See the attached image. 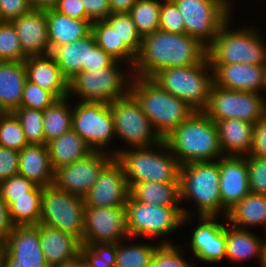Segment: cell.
Masks as SVG:
<instances>
[{"mask_svg":"<svg viewBox=\"0 0 266 267\" xmlns=\"http://www.w3.org/2000/svg\"><path fill=\"white\" fill-rule=\"evenodd\" d=\"M72 129L93 151L107 147L115 136L109 103L80 101L73 108Z\"/></svg>","mask_w":266,"mask_h":267,"instance_id":"5bb4252c","label":"cell"},{"mask_svg":"<svg viewBox=\"0 0 266 267\" xmlns=\"http://www.w3.org/2000/svg\"><path fill=\"white\" fill-rule=\"evenodd\" d=\"M263 267H266V241L264 242V262Z\"/></svg>","mask_w":266,"mask_h":267,"instance_id":"be15d7a7","label":"cell"},{"mask_svg":"<svg viewBox=\"0 0 266 267\" xmlns=\"http://www.w3.org/2000/svg\"><path fill=\"white\" fill-rule=\"evenodd\" d=\"M27 0H0V14L2 21H9L20 17L31 10Z\"/></svg>","mask_w":266,"mask_h":267,"instance_id":"f907efd6","label":"cell"},{"mask_svg":"<svg viewBox=\"0 0 266 267\" xmlns=\"http://www.w3.org/2000/svg\"><path fill=\"white\" fill-rule=\"evenodd\" d=\"M36 185L26 177L16 174L0 182V195L9 206L13 198L25 196V193L31 191Z\"/></svg>","mask_w":266,"mask_h":267,"instance_id":"c3c4849f","label":"cell"},{"mask_svg":"<svg viewBox=\"0 0 266 267\" xmlns=\"http://www.w3.org/2000/svg\"><path fill=\"white\" fill-rule=\"evenodd\" d=\"M0 267H49V266H15V261H13L6 253H4Z\"/></svg>","mask_w":266,"mask_h":267,"instance_id":"94428289","label":"cell"},{"mask_svg":"<svg viewBox=\"0 0 266 267\" xmlns=\"http://www.w3.org/2000/svg\"><path fill=\"white\" fill-rule=\"evenodd\" d=\"M114 120L115 136H121L134 148L160 147L163 140L143 113L139 102L129 93L109 103Z\"/></svg>","mask_w":266,"mask_h":267,"instance_id":"7c38bea8","label":"cell"},{"mask_svg":"<svg viewBox=\"0 0 266 267\" xmlns=\"http://www.w3.org/2000/svg\"><path fill=\"white\" fill-rule=\"evenodd\" d=\"M92 32L78 41L56 47L50 54L54 57L64 77L69 81L89 67L90 47L95 43Z\"/></svg>","mask_w":266,"mask_h":267,"instance_id":"f1b7e54d","label":"cell"},{"mask_svg":"<svg viewBox=\"0 0 266 267\" xmlns=\"http://www.w3.org/2000/svg\"><path fill=\"white\" fill-rule=\"evenodd\" d=\"M116 61L111 67L81 71L68 81V92L86 102L111 103L130 93V86ZM127 83V84H126ZM126 88V89H125Z\"/></svg>","mask_w":266,"mask_h":267,"instance_id":"8fae6325","label":"cell"},{"mask_svg":"<svg viewBox=\"0 0 266 267\" xmlns=\"http://www.w3.org/2000/svg\"><path fill=\"white\" fill-rule=\"evenodd\" d=\"M55 100H57V98L51 92L26 80L20 107L44 111Z\"/></svg>","mask_w":266,"mask_h":267,"instance_id":"ee69618b","label":"cell"},{"mask_svg":"<svg viewBox=\"0 0 266 267\" xmlns=\"http://www.w3.org/2000/svg\"><path fill=\"white\" fill-rule=\"evenodd\" d=\"M128 236L125 206L84 209V234L81 244H117Z\"/></svg>","mask_w":266,"mask_h":267,"instance_id":"2e32d148","label":"cell"},{"mask_svg":"<svg viewBox=\"0 0 266 267\" xmlns=\"http://www.w3.org/2000/svg\"><path fill=\"white\" fill-rule=\"evenodd\" d=\"M246 161L250 192L266 195V158L248 155Z\"/></svg>","mask_w":266,"mask_h":267,"instance_id":"bcb514c9","label":"cell"},{"mask_svg":"<svg viewBox=\"0 0 266 267\" xmlns=\"http://www.w3.org/2000/svg\"><path fill=\"white\" fill-rule=\"evenodd\" d=\"M129 190L123 168L114 157L83 197L84 204L92 207L125 206Z\"/></svg>","mask_w":266,"mask_h":267,"instance_id":"e0dca14e","label":"cell"},{"mask_svg":"<svg viewBox=\"0 0 266 267\" xmlns=\"http://www.w3.org/2000/svg\"><path fill=\"white\" fill-rule=\"evenodd\" d=\"M105 21L116 31L119 41L123 42L137 56L142 45V37L137 31L130 13H112Z\"/></svg>","mask_w":266,"mask_h":267,"instance_id":"74e56055","label":"cell"},{"mask_svg":"<svg viewBox=\"0 0 266 267\" xmlns=\"http://www.w3.org/2000/svg\"><path fill=\"white\" fill-rule=\"evenodd\" d=\"M208 69L212 70V67L207 59L199 64L160 70L151 79L194 111H203L214 84L213 74L206 72Z\"/></svg>","mask_w":266,"mask_h":267,"instance_id":"277c9868","label":"cell"},{"mask_svg":"<svg viewBox=\"0 0 266 267\" xmlns=\"http://www.w3.org/2000/svg\"><path fill=\"white\" fill-rule=\"evenodd\" d=\"M5 253V239L0 237V266Z\"/></svg>","mask_w":266,"mask_h":267,"instance_id":"6125c7cd","label":"cell"},{"mask_svg":"<svg viewBox=\"0 0 266 267\" xmlns=\"http://www.w3.org/2000/svg\"><path fill=\"white\" fill-rule=\"evenodd\" d=\"M116 60L100 48L96 42L90 47L89 67H84V71L91 69L111 67Z\"/></svg>","mask_w":266,"mask_h":267,"instance_id":"db71d44e","label":"cell"},{"mask_svg":"<svg viewBox=\"0 0 266 267\" xmlns=\"http://www.w3.org/2000/svg\"><path fill=\"white\" fill-rule=\"evenodd\" d=\"M126 224L129 238L161 237L190 220L191 214L181 207L146 204L130 194L126 205Z\"/></svg>","mask_w":266,"mask_h":267,"instance_id":"ba28073f","label":"cell"},{"mask_svg":"<svg viewBox=\"0 0 266 267\" xmlns=\"http://www.w3.org/2000/svg\"><path fill=\"white\" fill-rule=\"evenodd\" d=\"M132 80L129 82L130 93L162 139L194 112L184 101L163 90L151 78L133 77Z\"/></svg>","mask_w":266,"mask_h":267,"instance_id":"3957f363","label":"cell"},{"mask_svg":"<svg viewBox=\"0 0 266 267\" xmlns=\"http://www.w3.org/2000/svg\"><path fill=\"white\" fill-rule=\"evenodd\" d=\"M225 218L230 226L239 229L260 224L266 228V195L250 192L228 211Z\"/></svg>","mask_w":266,"mask_h":267,"instance_id":"4dcf8cb0","label":"cell"},{"mask_svg":"<svg viewBox=\"0 0 266 267\" xmlns=\"http://www.w3.org/2000/svg\"><path fill=\"white\" fill-rule=\"evenodd\" d=\"M84 209L83 197L54 185L42 187L40 224L69 233L82 242Z\"/></svg>","mask_w":266,"mask_h":267,"instance_id":"9c48e42d","label":"cell"},{"mask_svg":"<svg viewBox=\"0 0 266 267\" xmlns=\"http://www.w3.org/2000/svg\"><path fill=\"white\" fill-rule=\"evenodd\" d=\"M42 187L36 185L25 196L13 198L8 206L15 226L38 225L40 222Z\"/></svg>","mask_w":266,"mask_h":267,"instance_id":"e575fe53","label":"cell"},{"mask_svg":"<svg viewBox=\"0 0 266 267\" xmlns=\"http://www.w3.org/2000/svg\"><path fill=\"white\" fill-rule=\"evenodd\" d=\"M129 194L137 201L166 207H180V182H142L129 188Z\"/></svg>","mask_w":266,"mask_h":267,"instance_id":"d6a6232c","label":"cell"},{"mask_svg":"<svg viewBox=\"0 0 266 267\" xmlns=\"http://www.w3.org/2000/svg\"><path fill=\"white\" fill-rule=\"evenodd\" d=\"M219 189L222 208L226 217L228 211L250 193L246 156L219 158Z\"/></svg>","mask_w":266,"mask_h":267,"instance_id":"ac0fdd59","label":"cell"},{"mask_svg":"<svg viewBox=\"0 0 266 267\" xmlns=\"http://www.w3.org/2000/svg\"><path fill=\"white\" fill-rule=\"evenodd\" d=\"M173 1L183 16L185 33L199 39L206 46L213 41L220 28L231 18L229 16L231 6L227 0Z\"/></svg>","mask_w":266,"mask_h":267,"instance_id":"4fadbf2b","label":"cell"},{"mask_svg":"<svg viewBox=\"0 0 266 267\" xmlns=\"http://www.w3.org/2000/svg\"><path fill=\"white\" fill-rule=\"evenodd\" d=\"M27 57L12 22H0V62H22Z\"/></svg>","mask_w":266,"mask_h":267,"instance_id":"b9f144b4","label":"cell"},{"mask_svg":"<svg viewBox=\"0 0 266 267\" xmlns=\"http://www.w3.org/2000/svg\"><path fill=\"white\" fill-rule=\"evenodd\" d=\"M51 165L54 170L71 164L93 150L73 129L46 143Z\"/></svg>","mask_w":266,"mask_h":267,"instance_id":"f546056e","label":"cell"},{"mask_svg":"<svg viewBox=\"0 0 266 267\" xmlns=\"http://www.w3.org/2000/svg\"><path fill=\"white\" fill-rule=\"evenodd\" d=\"M53 9L73 19L86 20L82 0H58Z\"/></svg>","mask_w":266,"mask_h":267,"instance_id":"11a10c76","label":"cell"},{"mask_svg":"<svg viewBox=\"0 0 266 267\" xmlns=\"http://www.w3.org/2000/svg\"><path fill=\"white\" fill-rule=\"evenodd\" d=\"M136 1L137 0H109L111 14L130 12Z\"/></svg>","mask_w":266,"mask_h":267,"instance_id":"6f0895ef","label":"cell"},{"mask_svg":"<svg viewBox=\"0 0 266 267\" xmlns=\"http://www.w3.org/2000/svg\"><path fill=\"white\" fill-rule=\"evenodd\" d=\"M215 124L218 130L220 147L224 155H249L252 146L253 123L233 118L217 121ZM226 150L229 153H225ZM243 153L246 154L244 155Z\"/></svg>","mask_w":266,"mask_h":267,"instance_id":"83f0119b","label":"cell"},{"mask_svg":"<svg viewBox=\"0 0 266 267\" xmlns=\"http://www.w3.org/2000/svg\"><path fill=\"white\" fill-rule=\"evenodd\" d=\"M215 216H200L193 230L191 248L202 262H217L226 257V226L215 222Z\"/></svg>","mask_w":266,"mask_h":267,"instance_id":"7402d4cb","label":"cell"},{"mask_svg":"<svg viewBox=\"0 0 266 267\" xmlns=\"http://www.w3.org/2000/svg\"><path fill=\"white\" fill-rule=\"evenodd\" d=\"M14 226L10 217L9 207L0 195V237L6 240Z\"/></svg>","mask_w":266,"mask_h":267,"instance_id":"9f6ffc18","label":"cell"},{"mask_svg":"<svg viewBox=\"0 0 266 267\" xmlns=\"http://www.w3.org/2000/svg\"><path fill=\"white\" fill-rule=\"evenodd\" d=\"M251 156L266 158V117L254 124Z\"/></svg>","mask_w":266,"mask_h":267,"instance_id":"f5cc1de1","label":"cell"},{"mask_svg":"<svg viewBox=\"0 0 266 267\" xmlns=\"http://www.w3.org/2000/svg\"><path fill=\"white\" fill-rule=\"evenodd\" d=\"M5 253L15 266H48L40 244L39 224L14 226L5 240Z\"/></svg>","mask_w":266,"mask_h":267,"instance_id":"44dd1931","label":"cell"},{"mask_svg":"<svg viewBox=\"0 0 266 267\" xmlns=\"http://www.w3.org/2000/svg\"><path fill=\"white\" fill-rule=\"evenodd\" d=\"M120 243H117L115 267H150L153 255L160 245L135 244L134 246H122Z\"/></svg>","mask_w":266,"mask_h":267,"instance_id":"f35d334b","label":"cell"},{"mask_svg":"<svg viewBox=\"0 0 266 267\" xmlns=\"http://www.w3.org/2000/svg\"><path fill=\"white\" fill-rule=\"evenodd\" d=\"M27 145L16 115L13 112H0V146L20 151Z\"/></svg>","mask_w":266,"mask_h":267,"instance_id":"60d3db41","label":"cell"},{"mask_svg":"<svg viewBox=\"0 0 266 267\" xmlns=\"http://www.w3.org/2000/svg\"><path fill=\"white\" fill-rule=\"evenodd\" d=\"M160 148L174 153L180 165L216 161L223 155L217 126L203 111H194L160 142Z\"/></svg>","mask_w":266,"mask_h":267,"instance_id":"7a4b0ae2","label":"cell"},{"mask_svg":"<svg viewBox=\"0 0 266 267\" xmlns=\"http://www.w3.org/2000/svg\"><path fill=\"white\" fill-rule=\"evenodd\" d=\"M256 255L261 265L264 262V243L246 229L226 227V258L241 262Z\"/></svg>","mask_w":266,"mask_h":267,"instance_id":"1f68e13d","label":"cell"},{"mask_svg":"<svg viewBox=\"0 0 266 267\" xmlns=\"http://www.w3.org/2000/svg\"><path fill=\"white\" fill-rule=\"evenodd\" d=\"M229 20L207 46L210 64H266V46L258 33L250 28L230 31ZM250 29V30H249Z\"/></svg>","mask_w":266,"mask_h":267,"instance_id":"8992f818","label":"cell"},{"mask_svg":"<svg viewBox=\"0 0 266 267\" xmlns=\"http://www.w3.org/2000/svg\"><path fill=\"white\" fill-rule=\"evenodd\" d=\"M11 22L16 28L22 51L26 57L50 54L45 10L31 9Z\"/></svg>","mask_w":266,"mask_h":267,"instance_id":"ffe728a7","label":"cell"},{"mask_svg":"<svg viewBox=\"0 0 266 267\" xmlns=\"http://www.w3.org/2000/svg\"><path fill=\"white\" fill-rule=\"evenodd\" d=\"M82 6L86 13V20L92 23L97 20H105L111 15L109 0H82Z\"/></svg>","mask_w":266,"mask_h":267,"instance_id":"816d5d0a","label":"cell"},{"mask_svg":"<svg viewBox=\"0 0 266 267\" xmlns=\"http://www.w3.org/2000/svg\"><path fill=\"white\" fill-rule=\"evenodd\" d=\"M32 9L53 8L58 0H27Z\"/></svg>","mask_w":266,"mask_h":267,"instance_id":"680465c9","label":"cell"},{"mask_svg":"<svg viewBox=\"0 0 266 267\" xmlns=\"http://www.w3.org/2000/svg\"><path fill=\"white\" fill-rule=\"evenodd\" d=\"M42 251L49 267H59L80 253L81 242L69 233L39 223Z\"/></svg>","mask_w":266,"mask_h":267,"instance_id":"cb8c5ba5","label":"cell"},{"mask_svg":"<svg viewBox=\"0 0 266 267\" xmlns=\"http://www.w3.org/2000/svg\"><path fill=\"white\" fill-rule=\"evenodd\" d=\"M68 97L58 98L43 111L45 144L72 129L73 110L67 105Z\"/></svg>","mask_w":266,"mask_h":267,"instance_id":"836d02e7","label":"cell"},{"mask_svg":"<svg viewBox=\"0 0 266 267\" xmlns=\"http://www.w3.org/2000/svg\"><path fill=\"white\" fill-rule=\"evenodd\" d=\"M207 46L186 33L161 29L142 38V45L133 67L136 77L152 78L160 70L203 63Z\"/></svg>","mask_w":266,"mask_h":267,"instance_id":"6da1fadb","label":"cell"},{"mask_svg":"<svg viewBox=\"0 0 266 267\" xmlns=\"http://www.w3.org/2000/svg\"><path fill=\"white\" fill-rule=\"evenodd\" d=\"M27 80L51 92L57 99L69 96L68 80L51 54L27 57L24 60Z\"/></svg>","mask_w":266,"mask_h":267,"instance_id":"603a6c76","label":"cell"},{"mask_svg":"<svg viewBox=\"0 0 266 267\" xmlns=\"http://www.w3.org/2000/svg\"><path fill=\"white\" fill-rule=\"evenodd\" d=\"M214 85L235 90L259 93L266 90V64H210Z\"/></svg>","mask_w":266,"mask_h":267,"instance_id":"d6986e66","label":"cell"},{"mask_svg":"<svg viewBox=\"0 0 266 267\" xmlns=\"http://www.w3.org/2000/svg\"><path fill=\"white\" fill-rule=\"evenodd\" d=\"M219 161L191 162L180 168V202L193 199L199 216H216L221 212Z\"/></svg>","mask_w":266,"mask_h":267,"instance_id":"52a82bcc","label":"cell"},{"mask_svg":"<svg viewBox=\"0 0 266 267\" xmlns=\"http://www.w3.org/2000/svg\"><path fill=\"white\" fill-rule=\"evenodd\" d=\"M92 34L96 44L116 61H126L134 67L136 56L119 41V37L105 20H97L92 23Z\"/></svg>","mask_w":266,"mask_h":267,"instance_id":"d590c367","label":"cell"},{"mask_svg":"<svg viewBox=\"0 0 266 267\" xmlns=\"http://www.w3.org/2000/svg\"><path fill=\"white\" fill-rule=\"evenodd\" d=\"M19 171V151L0 146V182Z\"/></svg>","mask_w":266,"mask_h":267,"instance_id":"681fc988","label":"cell"},{"mask_svg":"<svg viewBox=\"0 0 266 267\" xmlns=\"http://www.w3.org/2000/svg\"><path fill=\"white\" fill-rule=\"evenodd\" d=\"M158 152L150 147H140L111 154L121 164L129 188L142 182H180L181 165L176 157Z\"/></svg>","mask_w":266,"mask_h":267,"instance_id":"5b68a950","label":"cell"},{"mask_svg":"<svg viewBox=\"0 0 266 267\" xmlns=\"http://www.w3.org/2000/svg\"><path fill=\"white\" fill-rule=\"evenodd\" d=\"M13 113L21 123L28 144H45L43 111L19 107Z\"/></svg>","mask_w":266,"mask_h":267,"instance_id":"ab89813d","label":"cell"},{"mask_svg":"<svg viewBox=\"0 0 266 267\" xmlns=\"http://www.w3.org/2000/svg\"><path fill=\"white\" fill-rule=\"evenodd\" d=\"M163 242L154 253L150 267H191L189 262L180 255L182 251L178 246L176 247L170 242Z\"/></svg>","mask_w":266,"mask_h":267,"instance_id":"f6af8a7d","label":"cell"},{"mask_svg":"<svg viewBox=\"0 0 266 267\" xmlns=\"http://www.w3.org/2000/svg\"><path fill=\"white\" fill-rule=\"evenodd\" d=\"M161 6L158 0H137L131 8L129 13L142 38L160 29Z\"/></svg>","mask_w":266,"mask_h":267,"instance_id":"8d00e7d4","label":"cell"},{"mask_svg":"<svg viewBox=\"0 0 266 267\" xmlns=\"http://www.w3.org/2000/svg\"><path fill=\"white\" fill-rule=\"evenodd\" d=\"M80 253L88 262L89 267H115L117 244H81Z\"/></svg>","mask_w":266,"mask_h":267,"instance_id":"7bdbcfd3","label":"cell"},{"mask_svg":"<svg viewBox=\"0 0 266 267\" xmlns=\"http://www.w3.org/2000/svg\"><path fill=\"white\" fill-rule=\"evenodd\" d=\"M48 22L50 53L58 46L87 37L92 32L90 20L73 19L53 8L45 9Z\"/></svg>","mask_w":266,"mask_h":267,"instance_id":"484cf974","label":"cell"},{"mask_svg":"<svg viewBox=\"0 0 266 267\" xmlns=\"http://www.w3.org/2000/svg\"><path fill=\"white\" fill-rule=\"evenodd\" d=\"M203 112L214 122L236 118L255 124L266 117V100L259 93L235 91L213 84Z\"/></svg>","mask_w":266,"mask_h":267,"instance_id":"30bf717a","label":"cell"},{"mask_svg":"<svg viewBox=\"0 0 266 267\" xmlns=\"http://www.w3.org/2000/svg\"><path fill=\"white\" fill-rule=\"evenodd\" d=\"M54 172L46 144H28L19 151L18 174L35 185H53Z\"/></svg>","mask_w":266,"mask_h":267,"instance_id":"d4e9b609","label":"cell"},{"mask_svg":"<svg viewBox=\"0 0 266 267\" xmlns=\"http://www.w3.org/2000/svg\"><path fill=\"white\" fill-rule=\"evenodd\" d=\"M59 267H89V265L83 255L79 253L75 258Z\"/></svg>","mask_w":266,"mask_h":267,"instance_id":"91938a15","label":"cell"},{"mask_svg":"<svg viewBox=\"0 0 266 267\" xmlns=\"http://www.w3.org/2000/svg\"><path fill=\"white\" fill-rule=\"evenodd\" d=\"M163 1L160 9V29L171 33H185V22L177 5L173 0Z\"/></svg>","mask_w":266,"mask_h":267,"instance_id":"7dc6e473","label":"cell"},{"mask_svg":"<svg viewBox=\"0 0 266 267\" xmlns=\"http://www.w3.org/2000/svg\"><path fill=\"white\" fill-rule=\"evenodd\" d=\"M26 80L24 61L0 62V112L20 107Z\"/></svg>","mask_w":266,"mask_h":267,"instance_id":"4316f807","label":"cell"},{"mask_svg":"<svg viewBox=\"0 0 266 267\" xmlns=\"http://www.w3.org/2000/svg\"><path fill=\"white\" fill-rule=\"evenodd\" d=\"M113 158L114 155L104 154L102 150L92 151L87 156L56 169L53 185L59 190L84 197Z\"/></svg>","mask_w":266,"mask_h":267,"instance_id":"9a60e30c","label":"cell"}]
</instances>
